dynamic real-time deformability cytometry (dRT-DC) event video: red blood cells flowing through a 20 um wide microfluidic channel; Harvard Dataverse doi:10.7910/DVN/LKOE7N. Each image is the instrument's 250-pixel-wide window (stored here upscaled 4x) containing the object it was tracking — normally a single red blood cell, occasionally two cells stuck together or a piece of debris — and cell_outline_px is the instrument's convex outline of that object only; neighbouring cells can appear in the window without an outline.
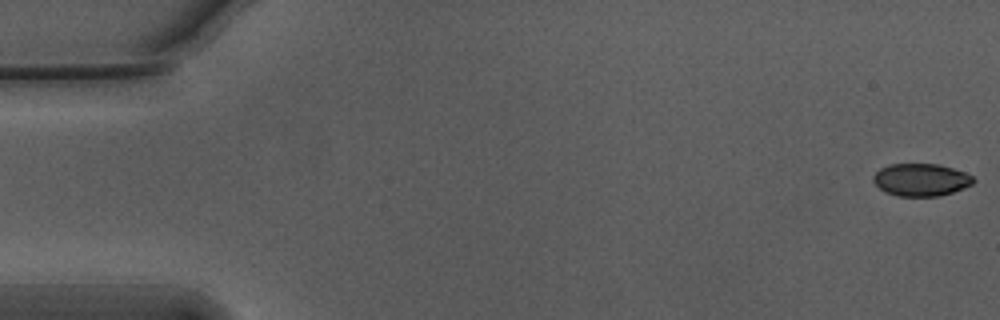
{"species": "Egyptian fruit bat (a non-hibernating species)", "species_latin": "Rousettus aegyptiacus", "temperature_condition": "warm", "stored_images_in_passage": 55, "camera_frame_rate_fps": 3000, "um_per_image_px": 0.085, "animal": {"sex": "male"}, "frame": {"image": 1, "passage_image": 1, "time_ms": 0.0, "image_size_px": [1000, 320], "cell_outline_px": [[976, 180], [972, 184], [952, 192], [940, 196], [896, 196], [880, 188], [872, 180], [872, 176], [880, 168], [892, 164], [936, 164], [952, 168], [964, 172], [972, 176]], "centroid_in_image_um": [78.28, 15.28], "position_along_channel_um": 6.7, "area_um2": 18.79}}
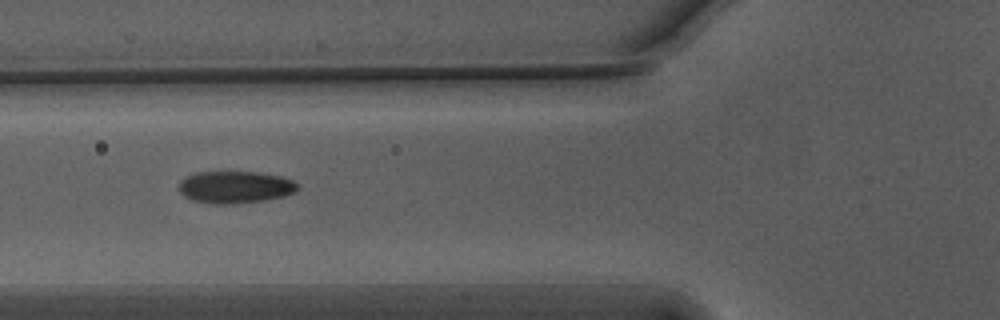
{"frame": {"image": 2, "passage_image": 21, "time_ms": 6.667, "image_size_px": [1000, 320], "cell_outline_px": [[300, 188], [284, 196], [264, 200], [232, 204], [216, 204], [192, 200], [184, 196], [180, 192], [180, 180], [184, 176], [196, 172], [256, 172], [280, 176], [292, 180], [300, 184]], "centroid_in_image_um": [19.98, 15.9], "position_along_channel_um": 105.8, "area_um2": 22.25}}
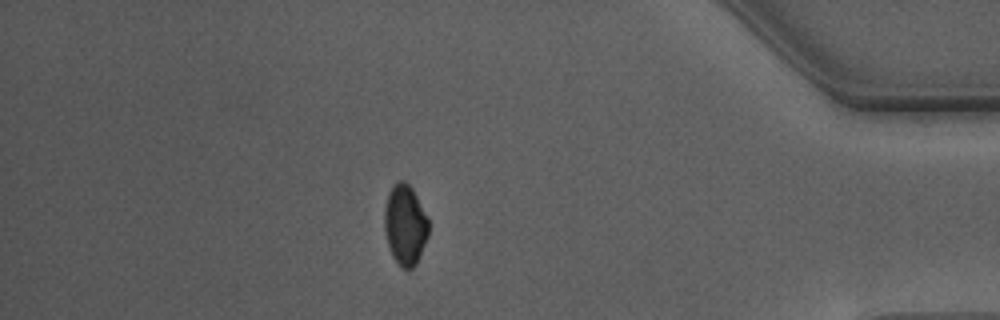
{"frame": {"image": 3, "passage_image": 48, "time_ms": 15.667, "image_size_px": [1000, 320], "cell_outline_px": [[428, 236], [420, 256], [416, 264], [412, 268], [400, 268], [392, 256], [384, 232], [384, 212], [388, 192], [396, 180], [404, 180], [412, 188], [428, 216]], "centroid_in_image_um": [34.43, 19.1], "position_along_channel_um": 400.8, "area_um2": 20.92}, "authors_computed_cell_mechanics": {"area_um2": 21.097, "velocity_mm_per_s": 3.7591, "shape_relaxation_time_tau1_ms": 4.5151, "shape_relaxation_time_tau2_ms": 1.1815, "deformation_change_tau1": 0.1406, "deformation_change_tau2": 0.0475}}